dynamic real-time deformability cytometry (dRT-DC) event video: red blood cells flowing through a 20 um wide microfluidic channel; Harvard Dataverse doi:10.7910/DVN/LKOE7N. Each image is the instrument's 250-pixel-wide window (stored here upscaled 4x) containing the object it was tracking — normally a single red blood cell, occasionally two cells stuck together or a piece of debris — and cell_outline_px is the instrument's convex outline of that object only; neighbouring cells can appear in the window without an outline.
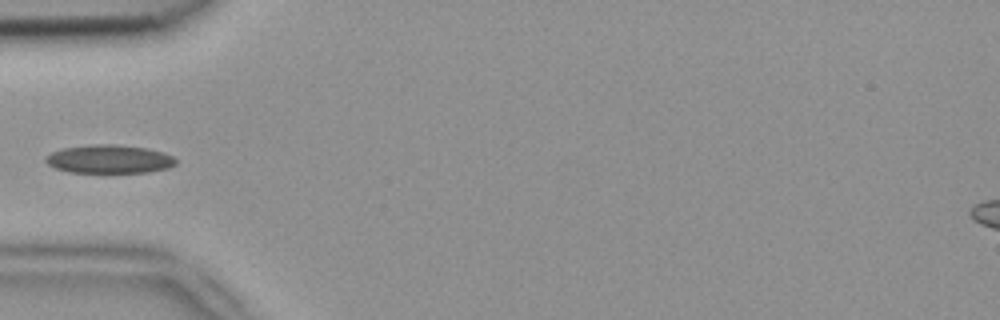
{"species": "common noctule bat (a hibernating species)", "species_latin": "Nyctalus noctula", "temperature_condition": "room temperature", "stored_images_in_passage": 5, "camera_frame_rate_fps": 3000, "um_per_image_px": 0.085, "animal": {"sex": "female", "body_mass_g": 18.4}, "frame": {"image": 1, "passage_image": 5, "time_ms": 1.333, "image_size_px": [1000, 320], "cell_outline_px": [[176, 164], [168, 168], [148, 172], [68, 172], [56, 168], [48, 164], [44, 160], [44, 156], [52, 152], [64, 148], [92, 144], [112, 144], [144, 148], [164, 152], [172, 156], [176, 160]], "centroid_in_image_um": [9.27, 13.52], "position_along_channel_um": 75.7, "area_um2": 21.44}}